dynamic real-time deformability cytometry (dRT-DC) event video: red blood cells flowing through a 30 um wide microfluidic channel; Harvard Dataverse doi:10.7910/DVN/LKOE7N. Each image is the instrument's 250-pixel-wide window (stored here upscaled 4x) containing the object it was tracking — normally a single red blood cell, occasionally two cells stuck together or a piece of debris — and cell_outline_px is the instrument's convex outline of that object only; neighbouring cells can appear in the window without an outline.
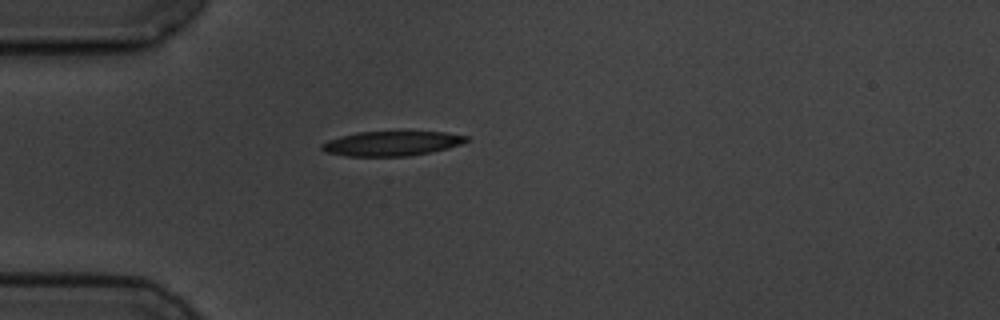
{"species": "common noctule bat (a hibernating species)", "species_latin": "Nyctalus noctula", "temperature_condition": "cold", "stored_images_in_passage": 2, "camera_frame_rate_fps": 3000, "um_per_image_px": 0.085, "animal": {"sex": "male", "body_mass_g": 19.5, "forearm_length_mm": 54.6}, "frame": {"image": 1, "passage_image": 1, "time_ms": 0.0, "image_size_px": [1000, 320], "cell_outline_px": [[468, 140], [460, 144], [448, 148], [408, 156], [344, 156], [324, 152], [320, 148], [320, 144], [328, 140], [340, 136], [356, 132], [444, 132], [468, 136]], "centroid_in_image_um": [33.22, 12.2], "position_along_channel_um": 51.8, "area_um2": 20.69}}